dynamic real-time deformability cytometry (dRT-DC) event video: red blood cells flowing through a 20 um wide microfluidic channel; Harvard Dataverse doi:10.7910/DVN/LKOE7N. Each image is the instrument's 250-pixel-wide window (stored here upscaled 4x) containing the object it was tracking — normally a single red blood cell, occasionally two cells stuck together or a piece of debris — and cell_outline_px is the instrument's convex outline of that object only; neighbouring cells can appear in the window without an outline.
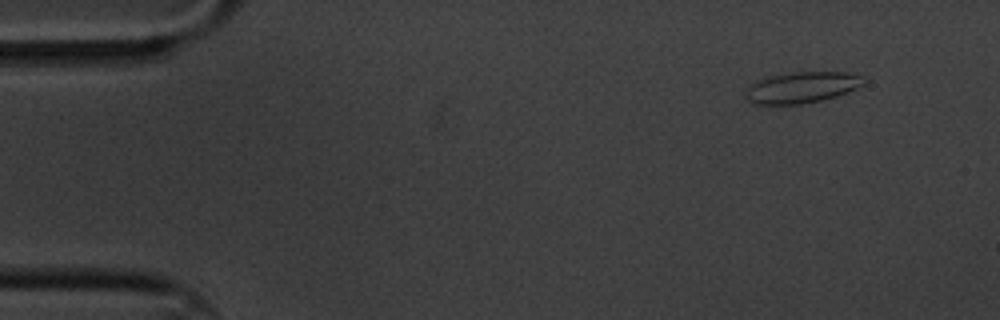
{"species": "common noctule bat (a hibernating species)", "species_latin": "Nyctalus noctula", "temperature_condition": "cold", "stored_images_in_passage": 10, "camera_frame_rate_fps": 3000, "um_per_image_px": 0.085, "animal": {"sex": "male", "body_mass_g": 20.1, "forearm_length_mm": 53.5}, "frame": {"image": 1, "passage_image": 1, "time_ms": 0.0, "image_size_px": [1000, 320], "cell_outline_px": [[864, 84], [848, 92], [824, 100], [800, 104], [752, 104], [744, 96], [748, 88], [752, 84], [760, 80], [772, 76], [796, 72], [848, 72], [860, 76]], "centroid_in_image_um": [68.15, 7.45], "position_along_channel_um": 16.8, "area_um2": 21.1}}
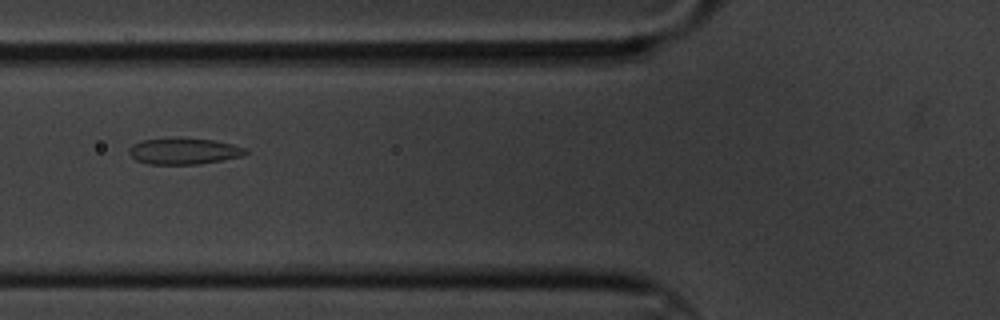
{"frame": {"image": 2, "passage_image": 6, "time_ms": 1.667, "image_size_px": [1000, 320], "cell_outline_px": [[248, 152], [244, 156], [200, 164], [148, 164], [136, 160], [128, 152], [128, 148], [132, 144], [140, 140], [216, 140], [248, 148]], "centroid_in_image_um": [15.67, 12.88], "position_along_channel_um": 110.1, "area_um2": 17.4}}
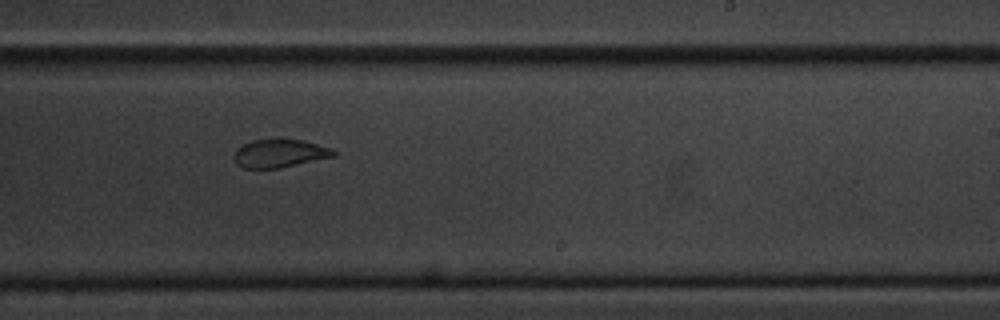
{"frame": {"image": 3, "passage_image": 10, "time_ms": 3.0, "image_size_px": [1000, 320], "cell_outline_px": [[336, 156], [280, 168], [244, 168], [236, 164], [236, 152], [244, 144], [252, 140], [276, 136], [280, 136], [304, 140], [328, 148], [336, 152]], "centroid_in_image_um": [23.79, 12.99], "position_along_channel_um": 265.2, "area_um2": 16.65}}